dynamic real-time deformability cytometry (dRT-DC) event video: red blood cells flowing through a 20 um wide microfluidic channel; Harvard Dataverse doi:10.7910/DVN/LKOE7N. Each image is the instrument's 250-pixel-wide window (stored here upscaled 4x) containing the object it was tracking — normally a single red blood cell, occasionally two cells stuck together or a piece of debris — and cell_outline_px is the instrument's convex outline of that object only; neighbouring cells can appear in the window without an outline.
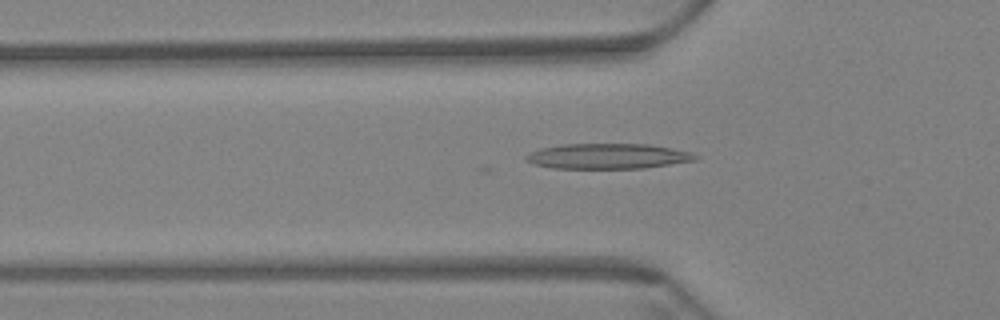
{"species": "Egyptian fruit bat (a non-hibernating species)", "species_latin": "Rousettus aegyptiacus", "temperature_condition": "warm", "stored_images_in_passage": 38, "camera_frame_rate_fps": 3000, "um_per_image_px": 0.085, "animal": {"sex": "female"}, "frame": {"image": 1, "passage_image": 5, "time_ms": 1.333, "image_size_px": [1000, 320], "cell_outline_px": [[700, 156], [696, 160], [644, 168], [552, 168], [532, 164], [524, 160], [524, 156], [540, 148], [560, 144], [648, 144], [692, 152]], "centroid_in_image_um": [51.64, 13.27], "position_along_channel_um": 74.2, "area_um2": 25.03}}
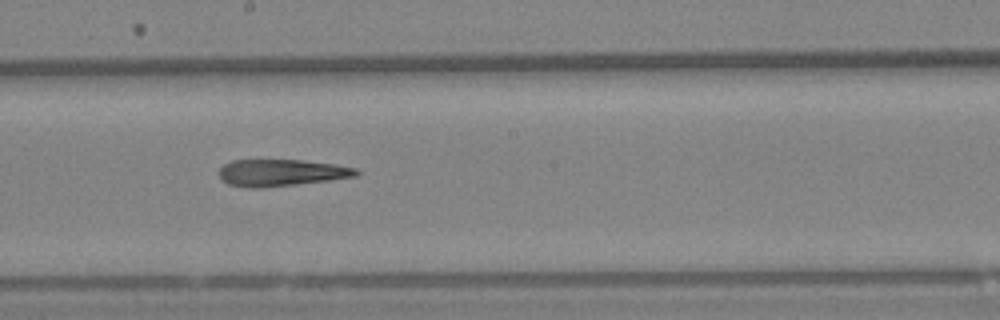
{"frame": {"image": 2, "passage_image": 18, "time_ms": 5.667, "image_size_px": [1000, 320], "cell_outline_px": [[360, 172], [356, 176], [328, 180], [264, 188], [248, 188], [228, 184], [220, 176], [220, 168], [224, 164], [232, 160], [300, 160], [336, 164], [356, 168]], "centroid_in_image_um": [23.91, 14.68], "position_along_channel_um": 224.3, "area_um2": 21.33}}
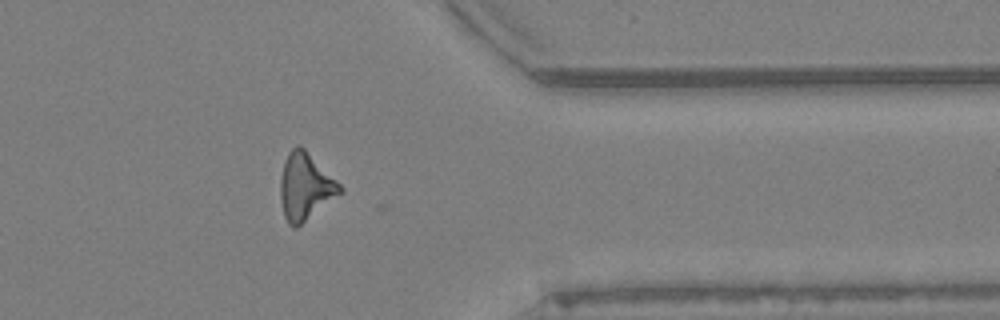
{"frame": {"image": 3, "passage_image": 33, "time_ms": 10.667, "image_size_px": [1000, 320], "cell_outline_px": [[344, 192], [296, 228], [292, 228], [288, 224], [284, 216], [280, 200], [280, 180], [284, 160], [288, 152], [296, 144], [300, 144], [344, 188]], "centroid_in_image_um": [25.94, 15.87], "position_along_channel_um": 385.5, "area_um2": 23.41}}